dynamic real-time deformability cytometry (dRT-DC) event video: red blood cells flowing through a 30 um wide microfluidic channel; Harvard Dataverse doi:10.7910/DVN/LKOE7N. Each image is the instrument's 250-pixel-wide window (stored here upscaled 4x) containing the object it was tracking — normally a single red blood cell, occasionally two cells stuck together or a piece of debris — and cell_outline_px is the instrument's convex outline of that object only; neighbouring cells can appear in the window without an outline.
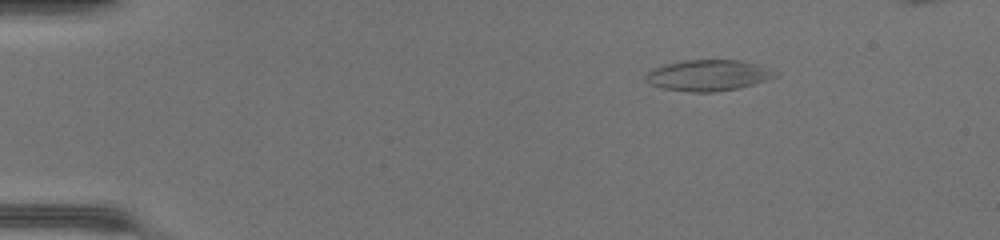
{"species": "common noctule bat (a hibernating species)", "species_latin": "Nyctalus noctula", "temperature_condition": "warm", "stored_images_in_passage": 41, "camera_frame_rate_fps": 3000, "um_per_image_px": 0.085, "animal": {"sex": "female", "body_mass_g": 17.0, "forearm_length_mm": 48.0}, "frame": {"image": 1, "passage_image": 2, "time_ms": 0.333, "image_size_px": [1000, 240], "cell_outline_px": [[780, 72], [776, 76], [740, 88], [712, 92], [692, 92], [664, 88], [652, 84], [644, 80], [644, 76], [652, 68], [664, 64], [684, 60], [740, 60], [756, 64]], "centroid_in_image_um": [60.18, 6.39], "position_along_channel_um": 24.8, "area_um2": 23.29}}
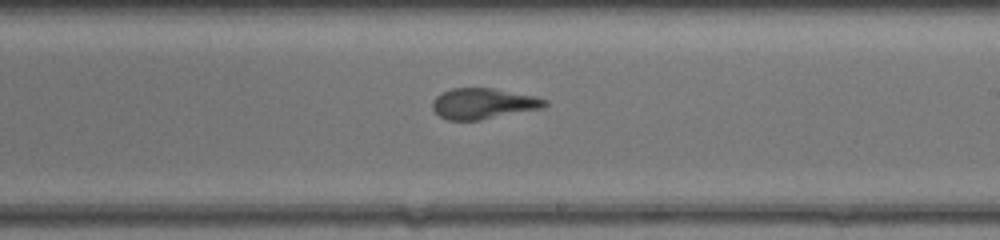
{"frame": {"image": 2, "passage_image": 24, "time_ms": 7.667, "image_size_px": [1000, 240], "cell_outline_px": [[548, 104], [544, 108], [480, 120], [448, 120], [440, 116], [432, 108], [432, 100], [436, 96], [452, 88], [492, 88], [536, 96], [548, 100]], "centroid_in_image_um": [41.11, 8.81], "position_along_channel_um": 247.9, "area_um2": 20.17}}
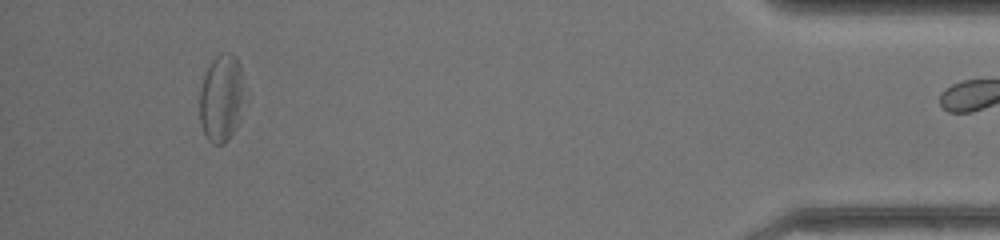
{"frame": {"image": 3, "passage_image": 40, "time_ms": 13.0, "image_size_px": [1000, 240], "cell_outline_px": [[240, 104], [236, 128], [228, 140], [224, 144], [212, 144], [208, 140], [200, 124], [200, 88], [204, 72], [212, 60], [220, 52], [228, 52], [236, 56], [240, 64]], "centroid_in_image_um": [18.74, 8.33], "position_along_channel_um": 416.5, "area_um2": 22.2}}